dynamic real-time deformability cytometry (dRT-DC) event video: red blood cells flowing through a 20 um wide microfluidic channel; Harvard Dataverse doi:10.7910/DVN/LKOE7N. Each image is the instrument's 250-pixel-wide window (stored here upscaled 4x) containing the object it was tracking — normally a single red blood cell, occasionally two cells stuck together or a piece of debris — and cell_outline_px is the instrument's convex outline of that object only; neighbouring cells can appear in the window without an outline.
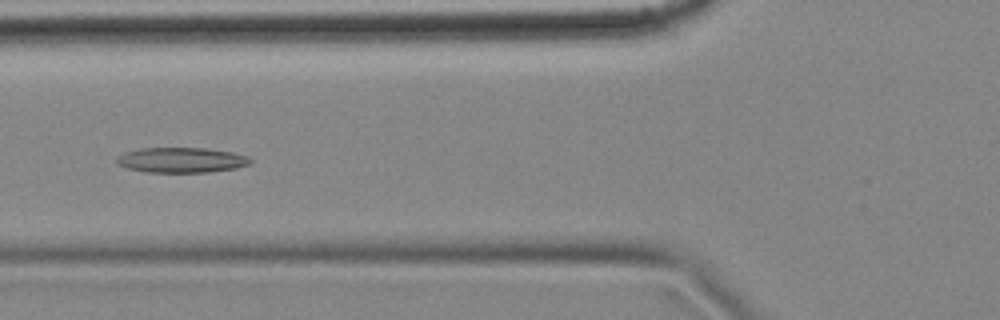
{"species": "common noctule bat (a hibernating species)", "species_latin": "Nyctalus noctula", "temperature_condition": "cold", "stored_images_in_passage": 7, "camera_frame_rate_fps": 3000, "um_per_image_px": 0.085, "animal": {"sex": "female", "body_mass_g": 18.4}, "frame": {"image": 1, "passage_image": 5, "time_ms": 1.333, "image_size_px": [1000, 320], "cell_outline_px": [[252, 160], [248, 164], [236, 168], [208, 172], [148, 172], [128, 168], [116, 164], [116, 156], [124, 152], [140, 148], [204, 148], [232, 152], [248, 156]], "centroid_in_image_um": [15.38, 13.6], "position_along_channel_um": 110.4, "area_um2": 19.59}}
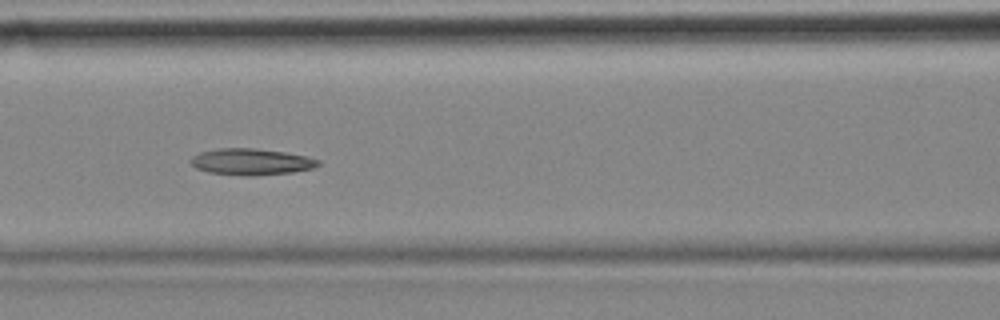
{"frame": {"image": 2, "passage_image": 6, "time_ms": 1.667, "image_size_px": [1000, 320], "cell_outline_px": [[320, 164], [312, 168], [292, 172], [248, 176], [244, 176], [208, 172], [196, 168], [188, 160], [192, 156], [200, 152], [220, 148], [256, 148], [284, 152], [308, 156], [320, 160]], "centroid_in_image_um": [21.34, 13.74], "position_along_channel_um": 145.3, "area_um2": 19.65}}
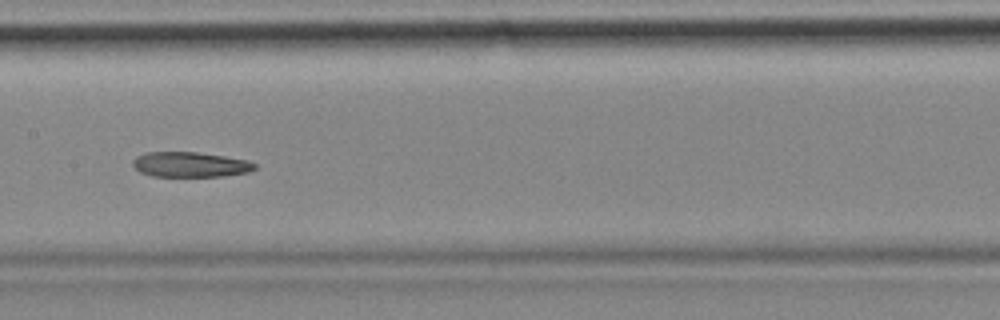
{"frame": {"image": 3, "passage_image": 7, "time_ms": 2.0, "image_size_px": [1000, 320], "cell_outline_px": [[256, 168], [248, 172], [224, 176], [152, 176], [140, 172], [132, 164], [132, 160], [136, 156], [148, 152], [196, 152], [224, 156], [248, 160], [256, 164]], "centroid_in_image_um": [16.17, 13.98], "position_along_channel_um": 191.2, "area_um2": 17.8}}